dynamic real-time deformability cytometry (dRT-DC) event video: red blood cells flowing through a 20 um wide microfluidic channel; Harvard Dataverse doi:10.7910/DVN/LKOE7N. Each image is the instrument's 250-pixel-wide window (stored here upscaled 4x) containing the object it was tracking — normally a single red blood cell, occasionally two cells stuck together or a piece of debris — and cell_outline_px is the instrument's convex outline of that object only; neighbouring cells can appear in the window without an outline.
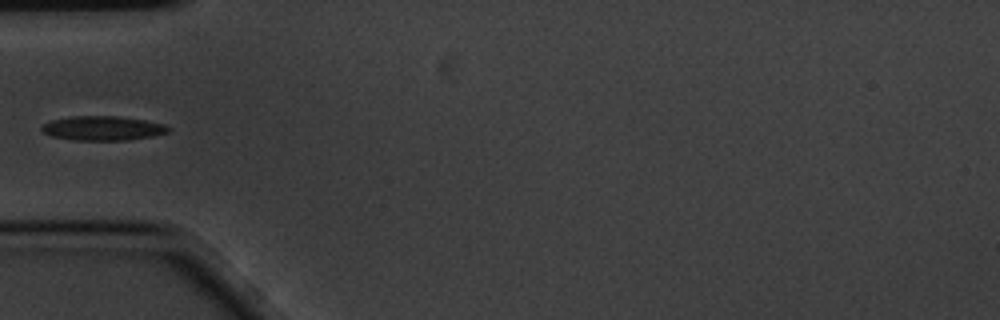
{"species": "common noctule bat (a hibernating species)", "species_latin": "Nyctalus noctula", "temperature_condition": "cold", "stored_images_in_passage": 10, "camera_frame_rate_fps": 3000, "um_per_image_px": 0.085, "animal": {"sex": "male", "body_mass_g": 20.1, "forearm_length_mm": 53.5}, "frame": {"image": 1, "passage_image": 6, "time_ms": 1.667, "image_size_px": [1000, 320], "cell_outline_px": [[172, 128], [168, 132], [156, 136], [128, 140], [72, 140], [52, 136], [44, 132], [40, 128], [44, 124], [52, 120], [68, 116], [116, 116], [144, 120], [164, 124]], "centroid_in_image_um": [8.76, 10.9], "position_along_channel_um": 76.2, "area_um2": 18.03}}
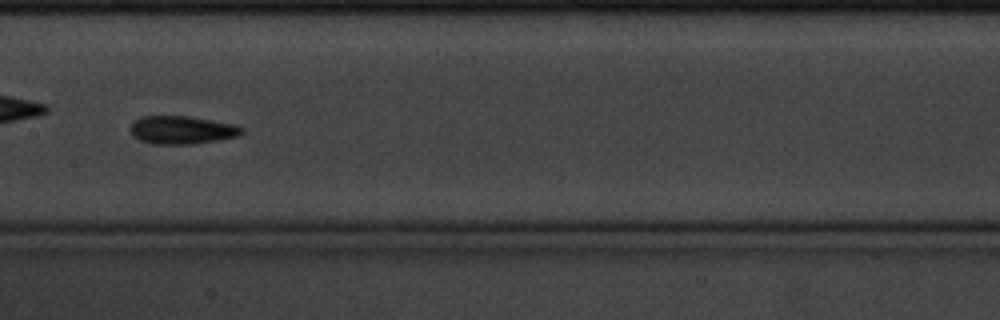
{"frame": {"image": 2, "passage_image": 9, "time_ms": 2.667, "image_size_px": [1000, 320], "cell_outline_px": [[244, 132], [240, 136], [220, 140], [192, 144], [152, 144], [140, 140], [132, 136], [128, 128], [132, 120], [140, 116], [188, 116], [212, 120], [232, 124], [244, 128]], "centroid_in_image_um": [15.42, 11.05], "position_along_channel_um": 192.0, "area_um2": 18.61}}
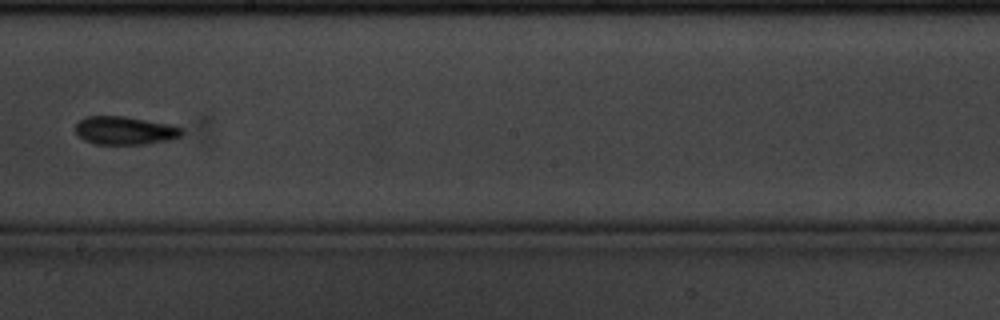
{"frame": {"image": 3, "passage_image": 10, "time_ms": 3.0, "image_size_px": [1000, 320], "cell_outline_px": [[184, 132], [180, 136], [168, 140], [144, 144], [92, 144], [84, 140], [76, 132], [76, 124], [84, 116], [124, 116], [168, 124], [184, 128]], "centroid_in_image_um": [10.6, 11.09], "position_along_channel_um": 237.6, "area_um2": 17.46}}